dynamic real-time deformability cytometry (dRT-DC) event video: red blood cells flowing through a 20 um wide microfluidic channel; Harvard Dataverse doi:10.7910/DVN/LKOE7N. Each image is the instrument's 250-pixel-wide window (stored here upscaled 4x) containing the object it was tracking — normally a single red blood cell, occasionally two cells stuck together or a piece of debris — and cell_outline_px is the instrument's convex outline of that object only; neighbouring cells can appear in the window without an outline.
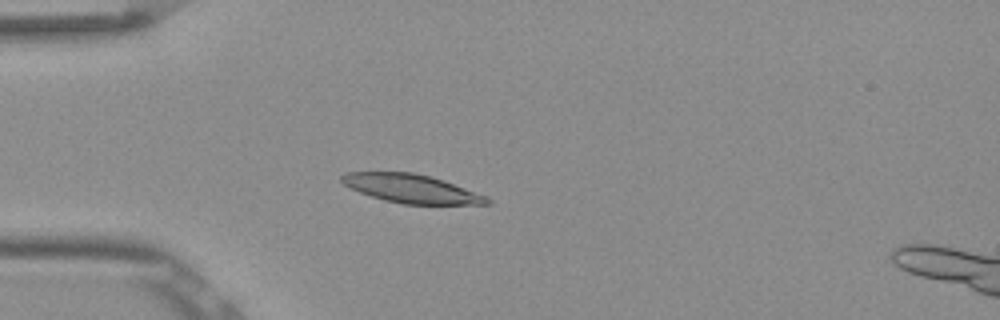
{"species": "Egyptian fruit bat (a non-hibernating species)", "species_latin": "Rousettus aegyptiacus", "temperature_condition": "room temperature", "stored_images_in_passage": 52, "camera_frame_rate_fps": 3000, "um_per_image_px": 0.085, "frame": {"image": 1, "passage_image": 14, "time_ms": 4.333, "image_size_px": [1000, 320], "cell_outline_px": [[492, 204], [404, 204], [384, 200], [360, 192], [344, 184], [340, 180], [340, 176], [344, 172], [412, 172], [444, 180], [488, 196], [492, 200]], "centroid_in_image_um": [35.0, 16.03], "position_along_channel_um": 50.0, "area_um2": 24.16}}
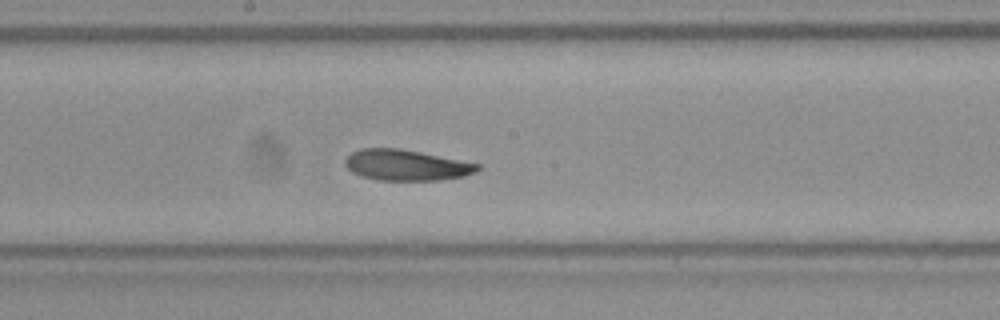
{"frame": {"image": 2, "passage_image": 28, "time_ms": 9.0, "image_size_px": [1000, 320], "cell_outline_px": [[480, 168], [476, 172], [464, 176], [440, 180], [380, 180], [360, 176], [352, 172], [344, 164], [344, 160], [352, 152], [360, 148], [400, 148], [480, 164]], "centroid_in_image_um": [34.51, 14.03], "position_along_channel_um": 213.7, "area_um2": 23.76}}
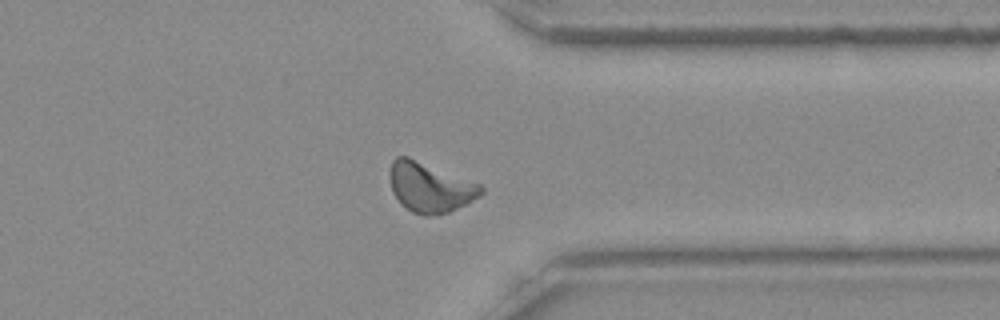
{"frame": {"image": 3, "passage_image": 41, "time_ms": 13.333, "image_size_px": [1000, 320], "cell_outline_px": [[484, 192], [480, 196], [448, 212], [436, 216], [424, 216], [412, 212], [400, 204], [392, 192], [388, 176], [388, 172], [392, 160], [396, 156], [408, 156], [480, 184], [484, 188]], "centroid_in_image_um": [36.49, 15.92], "position_along_channel_um": 374.9, "area_um2": 26.7}, "authors_computed_cell_mechanics": {"area_um2": 24.3049, "velocity_mm_per_s": 3.8035, "shape_relaxation_time_tau1_ms": 6.5098, "shape_relaxation_time_tau2_ms": 5.8158, "deformation_change_tau1": 0.161, "deformation_change_tau2": 0.1346}}